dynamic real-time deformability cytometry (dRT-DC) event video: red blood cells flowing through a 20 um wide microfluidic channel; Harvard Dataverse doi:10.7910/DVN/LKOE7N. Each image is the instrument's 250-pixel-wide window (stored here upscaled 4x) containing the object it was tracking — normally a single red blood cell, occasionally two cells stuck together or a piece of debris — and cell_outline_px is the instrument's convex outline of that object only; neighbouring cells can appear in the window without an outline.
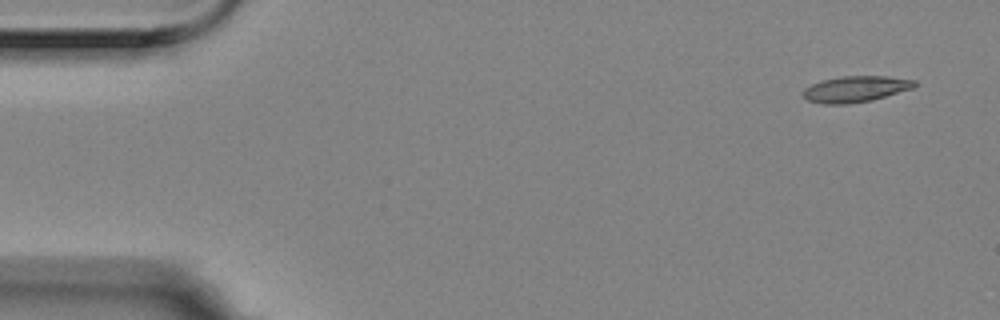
{"species": "Egyptian fruit bat (a non-hibernating species)", "species_latin": "Rousettus aegyptiacus", "temperature_condition": "room temperature", "stored_images_in_passage": 4, "camera_frame_rate_fps": 3000, "um_per_image_px": 0.085, "animal": {"sex": "female"}, "frame": {"image": 1, "passage_image": 1, "time_ms": 0.0, "image_size_px": [1000, 320], "cell_outline_px": [[920, 84], [912, 88], [872, 100], [848, 104], [820, 104], [808, 100], [804, 96], [804, 88], [812, 84], [824, 80], [844, 76], [888, 76], [916, 80]], "centroid_in_image_um": [72.76, 7.57], "position_along_channel_um": 12.2, "area_um2": 16.88}}
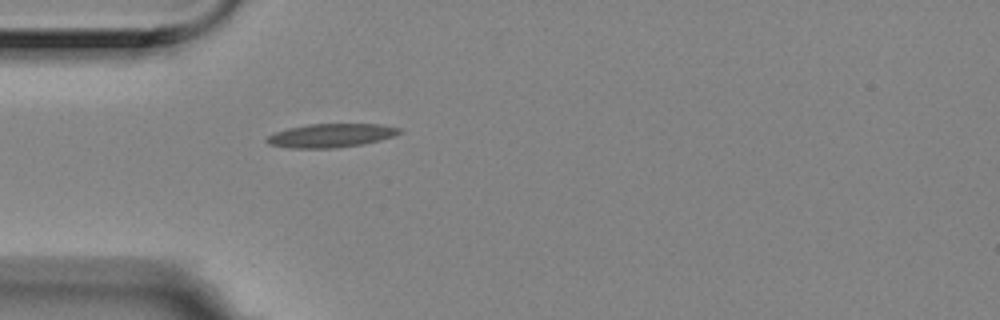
{"frame": {"image": 2, "passage_image": 4, "time_ms": 1.0, "image_size_px": [1000, 320], "cell_outline_px": [[400, 132], [392, 136], [380, 140], [364, 144], [336, 148], [292, 148], [268, 144], [264, 140], [272, 132], [288, 128], [308, 124], [380, 124], [400, 128]], "centroid_in_image_um": [28.07, 11.52], "position_along_channel_um": 56.9, "area_um2": 18.32}}